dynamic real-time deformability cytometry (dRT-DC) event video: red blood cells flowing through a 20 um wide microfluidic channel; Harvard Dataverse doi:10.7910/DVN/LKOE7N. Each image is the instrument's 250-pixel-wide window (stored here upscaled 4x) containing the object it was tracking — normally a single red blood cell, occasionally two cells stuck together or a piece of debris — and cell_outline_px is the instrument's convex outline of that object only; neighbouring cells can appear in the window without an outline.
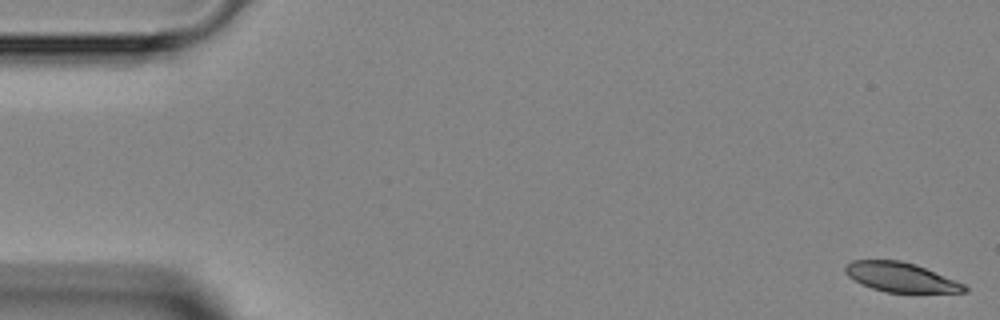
{"species": "Egyptian fruit bat (a non-hibernating species)", "species_latin": "Rousettus aegyptiacus", "temperature_condition": "room temperature", "stored_images_in_passage": 6, "camera_frame_rate_fps": 3000, "um_per_image_px": 0.085, "animal": {"sex": "female"}, "frame": {"image": 1, "passage_image": 1, "time_ms": 0.0, "image_size_px": [1000, 320], "cell_outline_px": [[968, 292], [884, 292], [872, 288], [848, 276], [844, 272], [844, 264], [852, 260], [900, 260], [916, 264], [964, 284], [968, 288]], "centroid_in_image_um": [76.54, 23.55], "position_along_channel_um": 8.5, "area_um2": 20.29}}
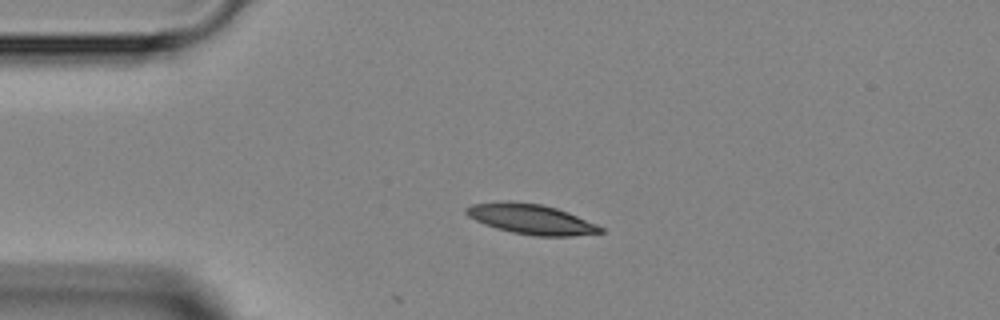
{"frame": {"image": 2, "passage_image": 4, "time_ms": 3.333, "image_size_px": [1000, 320], "cell_outline_px": [[604, 232], [572, 236], [536, 236], [512, 232], [496, 228], [484, 224], [468, 216], [464, 212], [464, 208], [472, 204], [504, 200], [512, 200], [540, 204], [556, 208], [568, 212], [596, 224], [604, 228]], "centroid_in_image_um": [45.11, 18.61], "position_along_channel_um": 39.9, "area_um2": 23.64}}
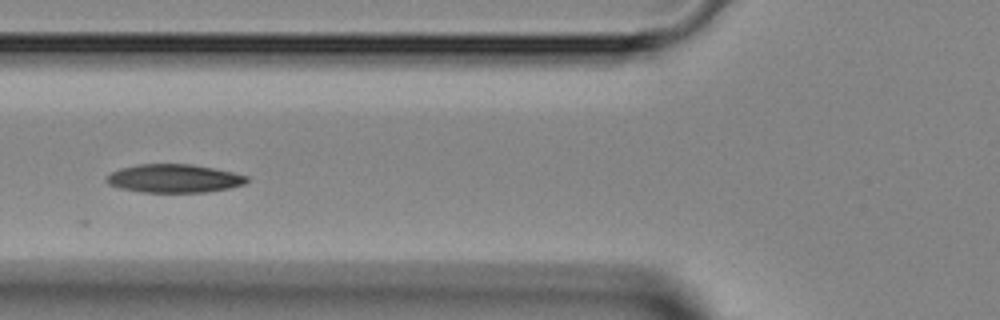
{"frame": {"image": 3, "passage_image": 6, "time_ms": 5.667, "image_size_px": [1000, 320], "cell_outline_px": [[248, 180], [244, 184], [228, 188], [204, 192], [140, 192], [120, 188], [108, 184], [104, 180], [112, 172], [120, 168], [136, 164], [192, 164], [216, 168], [248, 176]], "centroid_in_image_um": [14.78, 15.16], "position_along_channel_um": 111.0, "area_um2": 23.24}}